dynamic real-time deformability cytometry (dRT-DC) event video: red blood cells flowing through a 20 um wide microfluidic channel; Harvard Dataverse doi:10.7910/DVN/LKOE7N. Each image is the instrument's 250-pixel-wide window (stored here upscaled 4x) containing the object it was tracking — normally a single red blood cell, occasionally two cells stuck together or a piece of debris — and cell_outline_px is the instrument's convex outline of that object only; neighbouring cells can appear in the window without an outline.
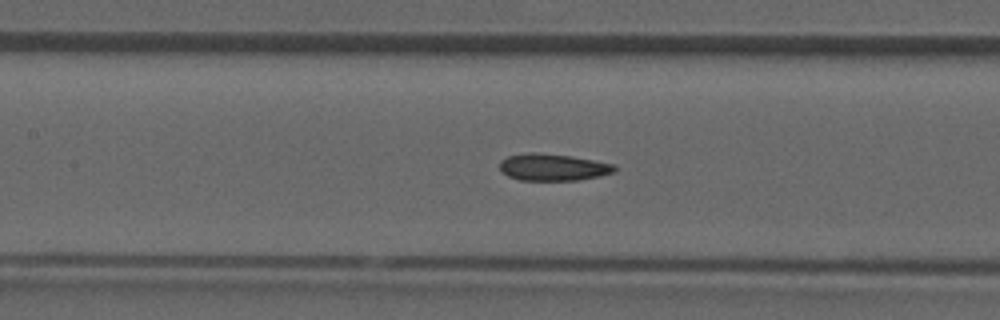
{"species": "common noctule bat (a hibernating species)", "species_latin": "Nyctalus noctula", "temperature_condition": "room temperature", "stored_images_in_passage": 47, "camera_frame_rate_fps": 3000, "um_per_image_px": 0.085, "animal": {"sex": "male", "forearm_length_mm": 52.5}, "frame": {"image": 1, "passage_image": 21, "time_ms": 6.667, "image_size_px": [1000, 320], "cell_outline_px": [[616, 172], [580, 180], [520, 180], [508, 176], [500, 168], [500, 160], [508, 156], [528, 152], [536, 152], [572, 156], [616, 164]], "centroid_in_image_um": [47.03, 14.2], "position_along_channel_um": 160.4, "area_um2": 18.09}}